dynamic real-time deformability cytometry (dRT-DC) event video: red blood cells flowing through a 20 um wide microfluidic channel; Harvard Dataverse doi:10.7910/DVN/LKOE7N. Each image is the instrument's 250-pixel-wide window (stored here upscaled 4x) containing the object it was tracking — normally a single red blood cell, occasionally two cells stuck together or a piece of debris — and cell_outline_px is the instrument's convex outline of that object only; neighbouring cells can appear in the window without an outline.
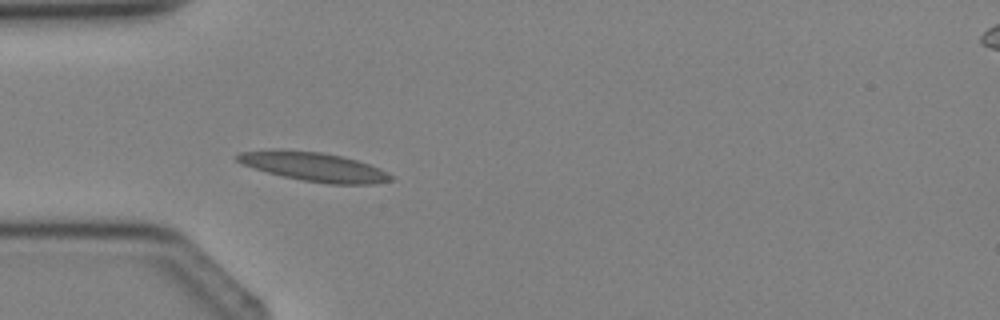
{"species": "Egyptian fruit bat (a non-hibernating species)", "species_latin": "Rousettus aegyptiacus", "temperature_condition": "cold", "stored_images_in_passage": 2, "camera_frame_rate_fps": 3000, "um_per_image_px": 0.085, "animal": {"sex": "female"}, "frame": {"image": 1, "passage_image": 2, "time_ms": 2.0, "image_size_px": [1000, 320], "cell_outline_px": [[396, 176], [392, 180], [376, 184], [328, 184], [304, 180], [284, 176], [268, 172], [244, 164], [236, 160], [236, 156], [240, 152], [320, 152], [340, 156], [356, 160], [380, 168]], "centroid_in_image_um": [26.87, 14.23], "position_along_channel_um": 58.1, "area_um2": 24.74}}